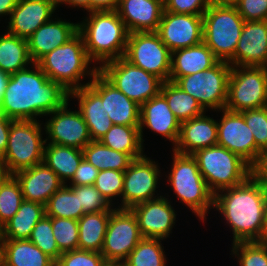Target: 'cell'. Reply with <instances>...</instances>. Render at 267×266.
<instances>
[{
  "label": "cell",
  "instance_id": "4316f807",
  "mask_svg": "<svg viewBox=\"0 0 267 266\" xmlns=\"http://www.w3.org/2000/svg\"><path fill=\"white\" fill-rule=\"evenodd\" d=\"M69 98H76L77 109L87 124L92 141H99L113 125L103 108L101 96L88 84L70 91Z\"/></svg>",
  "mask_w": 267,
  "mask_h": 266
},
{
  "label": "cell",
  "instance_id": "f5cc1de1",
  "mask_svg": "<svg viewBox=\"0 0 267 266\" xmlns=\"http://www.w3.org/2000/svg\"><path fill=\"white\" fill-rule=\"evenodd\" d=\"M254 174L267 185V149L262 153L258 165L254 168Z\"/></svg>",
  "mask_w": 267,
  "mask_h": 266
},
{
  "label": "cell",
  "instance_id": "b9f144b4",
  "mask_svg": "<svg viewBox=\"0 0 267 266\" xmlns=\"http://www.w3.org/2000/svg\"><path fill=\"white\" fill-rule=\"evenodd\" d=\"M230 253L239 266H267V245L258 241L232 243Z\"/></svg>",
  "mask_w": 267,
  "mask_h": 266
},
{
  "label": "cell",
  "instance_id": "484cf974",
  "mask_svg": "<svg viewBox=\"0 0 267 266\" xmlns=\"http://www.w3.org/2000/svg\"><path fill=\"white\" fill-rule=\"evenodd\" d=\"M163 11L162 0H120L117 8L129 33L157 31Z\"/></svg>",
  "mask_w": 267,
  "mask_h": 266
},
{
  "label": "cell",
  "instance_id": "e7e4bbea",
  "mask_svg": "<svg viewBox=\"0 0 267 266\" xmlns=\"http://www.w3.org/2000/svg\"><path fill=\"white\" fill-rule=\"evenodd\" d=\"M47 1H50V2L54 3L57 6V0H47Z\"/></svg>",
  "mask_w": 267,
  "mask_h": 266
},
{
  "label": "cell",
  "instance_id": "f1b7e54d",
  "mask_svg": "<svg viewBox=\"0 0 267 266\" xmlns=\"http://www.w3.org/2000/svg\"><path fill=\"white\" fill-rule=\"evenodd\" d=\"M3 266H55L56 262L29 239H2Z\"/></svg>",
  "mask_w": 267,
  "mask_h": 266
},
{
  "label": "cell",
  "instance_id": "d590c367",
  "mask_svg": "<svg viewBox=\"0 0 267 266\" xmlns=\"http://www.w3.org/2000/svg\"><path fill=\"white\" fill-rule=\"evenodd\" d=\"M79 202V186L64 184L45 204V215L79 220L84 215Z\"/></svg>",
  "mask_w": 267,
  "mask_h": 266
},
{
  "label": "cell",
  "instance_id": "52a82bcc",
  "mask_svg": "<svg viewBox=\"0 0 267 266\" xmlns=\"http://www.w3.org/2000/svg\"><path fill=\"white\" fill-rule=\"evenodd\" d=\"M202 17L203 42L219 61L228 62L235 54L245 20L235 6L213 3Z\"/></svg>",
  "mask_w": 267,
  "mask_h": 266
},
{
  "label": "cell",
  "instance_id": "44dd1931",
  "mask_svg": "<svg viewBox=\"0 0 267 266\" xmlns=\"http://www.w3.org/2000/svg\"><path fill=\"white\" fill-rule=\"evenodd\" d=\"M57 6L47 0H18L6 26L9 34L27 40L40 26L53 18Z\"/></svg>",
  "mask_w": 267,
  "mask_h": 266
},
{
  "label": "cell",
  "instance_id": "be15d7a7",
  "mask_svg": "<svg viewBox=\"0 0 267 266\" xmlns=\"http://www.w3.org/2000/svg\"><path fill=\"white\" fill-rule=\"evenodd\" d=\"M2 264V243L0 241V265Z\"/></svg>",
  "mask_w": 267,
  "mask_h": 266
},
{
  "label": "cell",
  "instance_id": "ac0fdd59",
  "mask_svg": "<svg viewBox=\"0 0 267 266\" xmlns=\"http://www.w3.org/2000/svg\"><path fill=\"white\" fill-rule=\"evenodd\" d=\"M168 195H162L135 205L130 210L136 216L143 238L167 239L176 222V211Z\"/></svg>",
  "mask_w": 267,
  "mask_h": 266
},
{
  "label": "cell",
  "instance_id": "9f6ffc18",
  "mask_svg": "<svg viewBox=\"0 0 267 266\" xmlns=\"http://www.w3.org/2000/svg\"><path fill=\"white\" fill-rule=\"evenodd\" d=\"M240 0H211V3L222 6H236Z\"/></svg>",
  "mask_w": 267,
  "mask_h": 266
},
{
  "label": "cell",
  "instance_id": "603a6c76",
  "mask_svg": "<svg viewBox=\"0 0 267 266\" xmlns=\"http://www.w3.org/2000/svg\"><path fill=\"white\" fill-rule=\"evenodd\" d=\"M19 182L23 199L45 205L64 183L44 162L13 174Z\"/></svg>",
  "mask_w": 267,
  "mask_h": 266
},
{
  "label": "cell",
  "instance_id": "2e32d148",
  "mask_svg": "<svg viewBox=\"0 0 267 266\" xmlns=\"http://www.w3.org/2000/svg\"><path fill=\"white\" fill-rule=\"evenodd\" d=\"M222 117L217 120V145L241 157L253 169L256 167V142L251 128L241 113L220 110Z\"/></svg>",
  "mask_w": 267,
  "mask_h": 266
},
{
  "label": "cell",
  "instance_id": "f546056e",
  "mask_svg": "<svg viewBox=\"0 0 267 266\" xmlns=\"http://www.w3.org/2000/svg\"><path fill=\"white\" fill-rule=\"evenodd\" d=\"M83 158L81 149L45 143L43 162L64 184L72 179Z\"/></svg>",
  "mask_w": 267,
  "mask_h": 266
},
{
  "label": "cell",
  "instance_id": "db71d44e",
  "mask_svg": "<svg viewBox=\"0 0 267 266\" xmlns=\"http://www.w3.org/2000/svg\"><path fill=\"white\" fill-rule=\"evenodd\" d=\"M68 5L71 8H82V10H86L87 13L90 12V0H57V7L59 5Z\"/></svg>",
  "mask_w": 267,
  "mask_h": 266
},
{
  "label": "cell",
  "instance_id": "277c9868",
  "mask_svg": "<svg viewBox=\"0 0 267 266\" xmlns=\"http://www.w3.org/2000/svg\"><path fill=\"white\" fill-rule=\"evenodd\" d=\"M83 38L77 32L63 45L43 56L38 62L40 69L50 80L60 83L68 92L88 85L99 68L90 64ZM90 65V66H89ZM90 67V68H89ZM88 76L89 81H81Z\"/></svg>",
  "mask_w": 267,
  "mask_h": 266
},
{
  "label": "cell",
  "instance_id": "30bf717a",
  "mask_svg": "<svg viewBox=\"0 0 267 266\" xmlns=\"http://www.w3.org/2000/svg\"><path fill=\"white\" fill-rule=\"evenodd\" d=\"M232 66L218 61L210 69L179 77L174 83L195 98L208 112L225 109Z\"/></svg>",
  "mask_w": 267,
  "mask_h": 266
},
{
  "label": "cell",
  "instance_id": "cb8c5ba5",
  "mask_svg": "<svg viewBox=\"0 0 267 266\" xmlns=\"http://www.w3.org/2000/svg\"><path fill=\"white\" fill-rule=\"evenodd\" d=\"M77 32L78 22H68L59 17L50 19L27 39L32 62L37 63L43 56L71 39Z\"/></svg>",
  "mask_w": 267,
  "mask_h": 266
},
{
  "label": "cell",
  "instance_id": "74e56055",
  "mask_svg": "<svg viewBox=\"0 0 267 266\" xmlns=\"http://www.w3.org/2000/svg\"><path fill=\"white\" fill-rule=\"evenodd\" d=\"M162 239L142 238L124 261L126 266H166Z\"/></svg>",
  "mask_w": 267,
  "mask_h": 266
},
{
  "label": "cell",
  "instance_id": "6da1fadb",
  "mask_svg": "<svg viewBox=\"0 0 267 266\" xmlns=\"http://www.w3.org/2000/svg\"><path fill=\"white\" fill-rule=\"evenodd\" d=\"M69 92L50 80L37 63L9 75L0 111L12 120H35L61 108Z\"/></svg>",
  "mask_w": 267,
  "mask_h": 266
},
{
  "label": "cell",
  "instance_id": "8d00e7d4",
  "mask_svg": "<svg viewBox=\"0 0 267 266\" xmlns=\"http://www.w3.org/2000/svg\"><path fill=\"white\" fill-rule=\"evenodd\" d=\"M84 159L95 166L99 171H125L134 160L129 154L113 150L100 141H91L83 149Z\"/></svg>",
  "mask_w": 267,
  "mask_h": 266
},
{
  "label": "cell",
  "instance_id": "d6a6232c",
  "mask_svg": "<svg viewBox=\"0 0 267 266\" xmlns=\"http://www.w3.org/2000/svg\"><path fill=\"white\" fill-rule=\"evenodd\" d=\"M27 40L9 34L0 35V71L11 75L31 66Z\"/></svg>",
  "mask_w": 267,
  "mask_h": 266
},
{
  "label": "cell",
  "instance_id": "836d02e7",
  "mask_svg": "<svg viewBox=\"0 0 267 266\" xmlns=\"http://www.w3.org/2000/svg\"><path fill=\"white\" fill-rule=\"evenodd\" d=\"M99 141L113 150L129 154L133 159L145 155L139 126L113 124Z\"/></svg>",
  "mask_w": 267,
  "mask_h": 266
},
{
  "label": "cell",
  "instance_id": "7402d4cb",
  "mask_svg": "<svg viewBox=\"0 0 267 266\" xmlns=\"http://www.w3.org/2000/svg\"><path fill=\"white\" fill-rule=\"evenodd\" d=\"M147 127L176 145L180 133V122L168 106L165 97L159 93L140 106V136L144 142L143 131Z\"/></svg>",
  "mask_w": 267,
  "mask_h": 266
},
{
  "label": "cell",
  "instance_id": "4fadbf2b",
  "mask_svg": "<svg viewBox=\"0 0 267 266\" xmlns=\"http://www.w3.org/2000/svg\"><path fill=\"white\" fill-rule=\"evenodd\" d=\"M159 167L158 163L146 154L134 159L124 171L121 204L116 208L131 209L137 204L162 196L157 194L160 177H162Z\"/></svg>",
  "mask_w": 267,
  "mask_h": 266
},
{
  "label": "cell",
  "instance_id": "4dcf8cb0",
  "mask_svg": "<svg viewBox=\"0 0 267 266\" xmlns=\"http://www.w3.org/2000/svg\"><path fill=\"white\" fill-rule=\"evenodd\" d=\"M45 215V205L23 200L17 213L3 225V239H29L34 226Z\"/></svg>",
  "mask_w": 267,
  "mask_h": 266
},
{
  "label": "cell",
  "instance_id": "94428289",
  "mask_svg": "<svg viewBox=\"0 0 267 266\" xmlns=\"http://www.w3.org/2000/svg\"><path fill=\"white\" fill-rule=\"evenodd\" d=\"M103 266H126L124 262H106Z\"/></svg>",
  "mask_w": 267,
  "mask_h": 266
},
{
  "label": "cell",
  "instance_id": "816d5d0a",
  "mask_svg": "<svg viewBox=\"0 0 267 266\" xmlns=\"http://www.w3.org/2000/svg\"><path fill=\"white\" fill-rule=\"evenodd\" d=\"M120 0H90V12L117 11Z\"/></svg>",
  "mask_w": 267,
  "mask_h": 266
},
{
  "label": "cell",
  "instance_id": "7dc6e473",
  "mask_svg": "<svg viewBox=\"0 0 267 266\" xmlns=\"http://www.w3.org/2000/svg\"><path fill=\"white\" fill-rule=\"evenodd\" d=\"M211 0H165L164 10L176 14L203 15Z\"/></svg>",
  "mask_w": 267,
  "mask_h": 266
},
{
  "label": "cell",
  "instance_id": "f6af8a7d",
  "mask_svg": "<svg viewBox=\"0 0 267 266\" xmlns=\"http://www.w3.org/2000/svg\"><path fill=\"white\" fill-rule=\"evenodd\" d=\"M105 263L106 260L99 252L75 249L63 252L55 266H103Z\"/></svg>",
  "mask_w": 267,
  "mask_h": 266
},
{
  "label": "cell",
  "instance_id": "11a10c76",
  "mask_svg": "<svg viewBox=\"0 0 267 266\" xmlns=\"http://www.w3.org/2000/svg\"><path fill=\"white\" fill-rule=\"evenodd\" d=\"M18 0H0V17L9 16L16 7Z\"/></svg>",
  "mask_w": 267,
  "mask_h": 266
},
{
  "label": "cell",
  "instance_id": "8992f818",
  "mask_svg": "<svg viewBox=\"0 0 267 266\" xmlns=\"http://www.w3.org/2000/svg\"><path fill=\"white\" fill-rule=\"evenodd\" d=\"M192 156L214 195L245 182L254 174V169L246 161L219 145L197 150Z\"/></svg>",
  "mask_w": 267,
  "mask_h": 266
},
{
  "label": "cell",
  "instance_id": "7c38bea8",
  "mask_svg": "<svg viewBox=\"0 0 267 266\" xmlns=\"http://www.w3.org/2000/svg\"><path fill=\"white\" fill-rule=\"evenodd\" d=\"M123 58L163 82L169 81L171 51L156 31L129 33Z\"/></svg>",
  "mask_w": 267,
  "mask_h": 266
},
{
  "label": "cell",
  "instance_id": "ffe728a7",
  "mask_svg": "<svg viewBox=\"0 0 267 266\" xmlns=\"http://www.w3.org/2000/svg\"><path fill=\"white\" fill-rule=\"evenodd\" d=\"M231 66H267V20L245 21Z\"/></svg>",
  "mask_w": 267,
  "mask_h": 266
},
{
  "label": "cell",
  "instance_id": "9a60e30c",
  "mask_svg": "<svg viewBox=\"0 0 267 266\" xmlns=\"http://www.w3.org/2000/svg\"><path fill=\"white\" fill-rule=\"evenodd\" d=\"M69 105L67 101L61 108L47 115L50 118L43 125L46 143L82 150L92 139L80 111L68 109Z\"/></svg>",
  "mask_w": 267,
  "mask_h": 266
},
{
  "label": "cell",
  "instance_id": "680465c9",
  "mask_svg": "<svg viewBox=\"0 0 267 266\" xmlns=\"http://www.w3.org/2000/svg\"><path fill=\"white\" fill-rule=\"evenodd\" d=\"M7 175H9V174L6 170L5 164L2 160V158H0V184L7 177Z\"/></svg>",
  "mask_w": 267,
  "mask_h": 266
},
{
  "label": "cell",
  "instance_id": "f35d334b",
  "mask_svg": "<svg viewBox=\"0 0 267 266\" xmlns=\"http://www.w3.org/2000/svg\"><path fill=\"white\" fill-rule=\"evenodd\" d=\"M23 200L18 180L13 174L7 175L0 184V224L2 226L17 213Z\"/></svg>",
  "mask_w": 267,
  "mask_h": 266
},
{
  "label": "cell",
  "instance_id": "d4e9b609",
  "mask_svg": "<svg viewBox=\"0 0 267 266\" xmlns=\"http://www.w3.org/2000/svg\"><path fill=\"white\" fill-rule=\"evenodd\" d=\"M217 145V121L206 115L180 123L178 141L172 151L192 155L202 148Z\"/></svg>",
  "mask_w": 267,
  "mask_h": 266
},
{
  "label": "cell",
  "instance_id": "5b68a950",
  "mask_svg": "<svg viewBox=\"0 0 267 266\" xmlns=\"http://www.w3.org/2000/svg\"><path fill=\"white\" fill-rule=\"evenodd\" d=\"M172 168L168 175L167 183L176 198L205 223L210 209H214V194L209 190L202 177L198 163L192 155L179 154L172 151Z\"/></svg>",
  "mask_w": 267,
  "mask_h": 266
},
{
  "label": "cell",
  "instance_id": "f907efd6",
  "mask_svg": "<svg viewBox=\"0 0 267 266\" xmlns=\"http://www.w3.org/2000/svg\"><path fill=\"white\" fill-rule=\"evenodd\" d=\"M12 121L0 111V158L5 155Z\"/></svg>",
  "mask_w": 267,
  "mask_h": 266
},
{
  "label": "cell",
  "instance_id": "7bdbcfd3",
  "mask_svg": "<svg viewBox=\"0 0 267 266\" xmlns=\"http://www.w3.org/2000/svg\"><path fill=\"white\" fill-rule=\"evenodd\" d=\"M52 230L62 253L78 249V220L52 217Z\"/></svg>",
  "mask_w": 267,
  "mask_h": 266
},
{
  "label": "cell",
  "instance_id": "91938a15",
  "mask_svg": "<svg viewBox=\"0 0 267 266\" xmlns=\"http://www.w3.org/2000/svg\"><path fill=\"white\" fill-rule=\"evenodd\" d=\"M258 242L267 245V209H266L264 230H263L262 236Z\"/></svg>",
  "mask_w": 267,
  "mask_h": 266
},
{
  "label": "cell",
  "instance_id": "e0dca14e",
  "mask_svg": "<svg viewBox=\"0 0 267 266\" xmlns=\"http://www.w3.org/2000/svg\"><path fill=\"white\" fill-rule=\"evenodd\" d=\"M156 32L171 52L194 46L203 41V17L164 10Z\"/></svg>",
  "mask_w": 267,
  "mask_h": 266
},
{
  "label": "cell",
  "instance_id": "7a4b0ae2",
  "mask_svg": "<svg viewBox=\"0 0 267 266\" xmlns=\"http://www.w3.org/2000/svg\"><path fill=\"white\" fill-rule=\"evenodd\" d=\"M214 208L232 230L236 242L259 241L265 225L267 185L255 174L214 195Z\"/></svg>",
  "mask_w": 267,
  "mask_h": 266
},
{
  "label": "cell",
  "instance_id": "9c48e42d",
  "mask_svg": "<svg viewBox=\"0 0 267 266\" xmlns=\"http://www.w3.org/2000/svg\"><path fill=\"white\" fill-rule=\"evenodd\" d=\"M267 106V68L232 66L225 109L231 112Z\"/></svg>",
  "mask_w": 267,
  "mask_h": 266
},
{
  "label": "cell",
  "instance_id": "6f0895ef",
  "mask_svg": "<svg viewBox=\"0 0 267 266\" xmlns=\"http://www.w3.org/2000/svg\"><path fill=\"white\" fill-rule=\"evenodd\" d=\"M9 78V75L6 74V73H2L0 71V100H1V97H2V94H3V91L6 87V83H7V80Z\"/></svg>",
  "mask_w": 267,
  "mask_h": 266
},
{
  "label": "cell",
  "instance_id": "681fc988",
  "mask_svg": "<svg viewBox=\"0 0 267 266\" xmlns=\"http://www.w3.org/2000/svg\"><path fill=\"white\" fill-rule=\"evenodd\" d=\"M99 170L90 162L82 159L72 179L67 183L68 186L93 185Z\"/></svg>",
  "mask_w": 267,
  "mask_h": 266
},
{
  "label": "cell",
  "instance_id": "5bb4252c",
  "mask_svg": "<svg viewBox=\"0 0 267 266\" xmlns=\"http://www.w3.org/2000/svg\"><path fill=\"white\" fill-rule=\"evenodd\" d=\"M142 238L133 212L116 208L110 215L100 253L106 262H124Z\"/></svg>",
  "mask_w": 267,
  "mask_h": 266
},
{
  "label": "cell",
  "instance_id": "e575fe53",
  "mask_svg": "<svg viewBox=\"0 0 267 266\" xmlns=\"http://www.w3.org/2000/svg\"><path fill=\"white\" fill-rule=\"evenodd\" d=\"M160 93L176 119L182 123L206 112L200 103L172 81L163 82Z\"/></svg>",
  "mask_w": 267,
  "mask_h": 266
},
{
  "label": "cell",
  "instance_id": "c3c4849f",
  "mask_svg": "<svg viewBox=\"0 0 267 266\" xmlns=\"http://www.w3.org/2000/svg\"><path fill=\"white\" fill-rule=\"evenodd\" d=\"M235 7L245 21L267 20V0H240Z\"/></svg>",
  "mask_w": 267,
  "mask_h": 266
},
{
  "label": "cell",
  "instance_id": "ba28073f",
  "mask_svg": "<svg viewBox=\"0 0 267 266\" xmlns=\"http://www.w3.org/2000/svg\"><path fill=\"white\" fill-rule=\"evenodd\" d=\"M13 120L7 148L2 158L8 174L33 167L43 162L46 139L43 138V121Z\"/></svg>",
  "mask_w": 267,
  "mask_h": 266
},
{
  "label": "cell",
  "instance_id": "ab89813d",
  "mask_svg": "<svg viewBox=\"0 0 267 266\" xmlns=\"http://www.w3.org/2000/svg\"><path fill=\"white\" fill-rule=\"evenodd\" d=\"M256 142V166L267 149V106L241 112Z\"/></svg>",
  "mask_w": 267,
  "mask_h": 266
},
{
  "label": "cell",
  "instance_id": "1f68e13d",
  "mask_svg": "<svg viewBox=\"0 0 267 266\" xmlns=\"http://www.w3.org/2000/svg\"><path fill=\"white\" fill-rule=\"evenodd\" d=\"M112 212L86 213L78 220V249L101 252Z\"/></svg>",
  "mask_w": 267,
  "mask_h": 266
},
{
  "label": "cell",
  "instance_id": "8fae6325",
  "mask_svg": "<svg viewBox=\"0 0 267 266\" xmlns=\"http://www.w3.org/2000/svg\"><path fill=\"white\" fill-rule=\"evenodd\" d=\"M99 72L129 99L142 105L160 93L163 81L123 57L104 63Z\"/></svg>",
  "mask_w": 267,
  "mask_h": 266
},
{
  "label": "cell",
  "instance_id": "60d3db41",
  "mask_svg": "<svg viewBox=\"0 0 267 266\" xmlns=\"http://www.w3.org/2000/svg\"><path fill=\"white\" fill-rule=\"evenodd\" d=\"M29 240L55 262L62 254L53 235L52 217L44 215L34 226Z\"/></svg>",
  "mask_w": 267,
  "mask_h": 266
},
{
  "label": "cell",
  "instance_id": "83f0119b",
  "mask_svg": "<svg viewBox=\"0 0 267 266\" xmlns=\"http://www.w3.org/2000/svg\"><path fill=\"white\" fill-rule=\"evenodd\" d=\"M218 61L203 41L194 46L174 50L171 52L169 81L175 82L179 77L210 69Z\"/></svg>",
  "mask_w": 267,
  "mask_h": 266
},
{
  "label": "cell",
  "instance_id": "d6986e66",
  "mask_svg": "<svg viewBox=\"0 0 267 266\" xmlns=\"http://www.w3.org/2000/svg\"><path fill=\"white\" fill-rule=\"evenodd\" d=\"M89 85L101 96L103 108L112 124L140 125V105L119 91L99 71Z\"/></svg>",
  "mask_w": 267,
  "mask_h": 266
},
{
  "label": "cell",
  "instance_id": "bcb514c9",
  "mask_svg": "<svg viewBox=\"0 0 267 266\" xmlns=\"http://www.w3.org/2000/svg\"><path fill=\"white\" fill-rule=\"evenodd\" d=\"M79 202L84 213H95L103 211H114L116 207L111 206L94 185L79 186Z\"/></svg>",
  "mask_w": 267,
  "mask_h": 266
},
{
  "label": "cell",
  "instance_id": "6125c7cd",
  "mask_svg": "<svg viewBox=\"0 0 267 266\" xmlns=\"http://www.w3.org/2000/svg\"><path fill=\"white\" fill-rule=\"evenodd\" d=\"M3 239V226L0 224V241Z\"/></svg>",
  "mask_w": 267,
  "mask_h": 266
},
{
  "label": "cell",
  "instance_id": "3957f363",
  "mask_svg": "<svg viewBox=\"0 0 267 266\" xmlns=\"http://www.w3.org/2000/svg\"><path fill=\"white\" fill-rule=\"evenodd\" d=\"M87 15L78 22V32L93 64H99L100 68L106 62L122 58L129 31L117 11H93Z\"/></svg>",
  "mask_w": 267,
  "mask_h": 266
},
{
  "label": "cell",
  "instance_id": "ee69618b",
  "mask_svg": "<svg viewBox=\"0 0 267 266\" xmlns=\"http://www.w3.org/2000/svg\"><path fill=\"white\" fill-rule=\"evenodd\" d=\"M124 172L118 170H103L99 171L95 179L94 186L100 191L106 201L113 207V200H119L117 197H122L123 192Z\"/></svg>",
  "mask_w": 267,
  "mask_h": 266
}]
</instances>
